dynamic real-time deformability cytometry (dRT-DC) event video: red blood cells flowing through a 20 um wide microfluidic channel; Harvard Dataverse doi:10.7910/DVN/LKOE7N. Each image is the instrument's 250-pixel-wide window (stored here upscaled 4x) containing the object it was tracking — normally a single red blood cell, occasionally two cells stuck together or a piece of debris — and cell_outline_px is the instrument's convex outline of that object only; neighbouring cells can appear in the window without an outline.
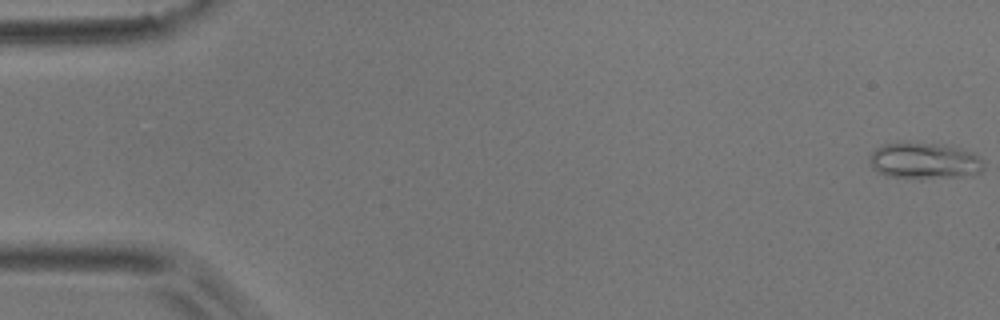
{"species": "common noctule bat (a hibernating species)", "species_latin": "Nyctalus noctula", "temperature_condition": "room temperature", "stored_images_in_passage": 5, "camera_frame_rate_fps": 3000, "um_per_image_px": 0.085, "animal": {"sex": "male", "body_mass_g": 17.9}, "frame": {"image": 1, "passage_image": 1, "time_ms": 0.0, "image_size_px": [1000, 320], "cell_outline_px": [[984, 168], [980, 172], [972, 176], [920, 180], [888, 176], [872, 168], [872, 152], [876, 148], [884, 144], [944, 144], [960, 148], [972, 152], [984, 160]], "centroid_in_image_um": [78.68, 13.72], "position_along_channel_um": 6.3, "area_um2": 24.28}}